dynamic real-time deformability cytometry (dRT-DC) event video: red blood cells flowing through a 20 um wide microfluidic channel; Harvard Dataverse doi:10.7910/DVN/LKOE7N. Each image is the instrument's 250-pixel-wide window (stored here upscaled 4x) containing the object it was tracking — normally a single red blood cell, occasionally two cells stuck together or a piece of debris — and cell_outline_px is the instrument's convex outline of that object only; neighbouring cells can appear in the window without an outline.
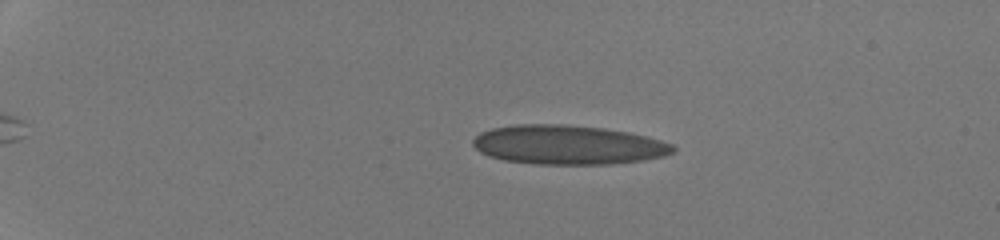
{"species": "human", "species_latin": "Homo sapiens", "temperature_condition": "room temperature", "stored_images_in_passage": 53, "camera_frame_rate_fps": 3000, "um_per_image_px": 0.085, "donor": {"sex": "male"}, "frame": {"image": 1, "passage_image": 13, "time_ms": 4.0, "image_size_px": [1000, 240], "cell_outline_px": [[676, 152], [664, 156], [644, 160], [612, 164], [532, 164], [504, 160], [488, 156], [480, 152], [472, 144], [472, 140], [480, 132], [492, 128], [516, 124], [568, 124], [604, 128], [628, 132], [648, 136], [672, 144], [676, 148]], "centroid_in_image_um": [48.29, 12.31], "position_along_channel_um": 36.7, "area_um2": 46.18}}
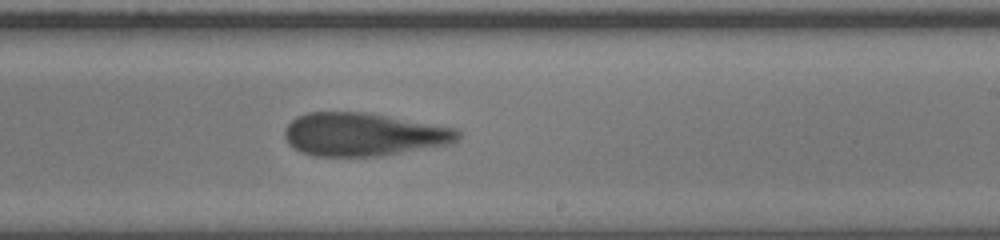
{"frame": {"image": 2, "passage_image": 36, "time_ms": 11.667, "image_size_px": [1000, 240], "cell_outline_px": [[460, 136], [452, 144], [380, 156], [312, 156], [300, 152], [292, 148], [288, 144], [284, 136], [284, 132], [288, 124], [296, 116], [308, 112], [364, 112], [456, 128], [460, 132]], "centroid_in_image_um": [30.86, 11.43], "position_along_channel_um": 258.1, "area_um2": 43.7}}
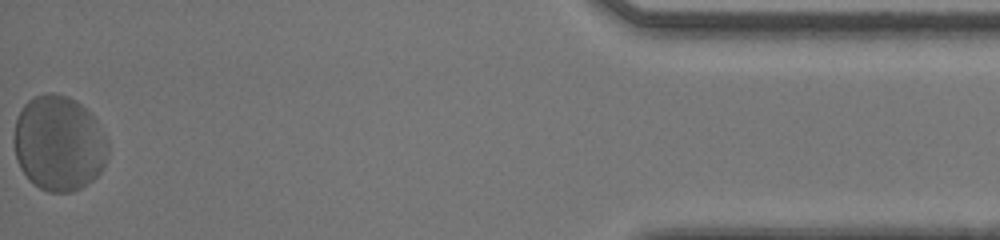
{"frame": {"image": 3, "passage_image": 53, "time_ms": 17.333, "image_size_px": [1000, 240], "cell_outline_px": [[108, 156], [100, 172], [92, 180], [80, 188], [72, 192], [48, 192], [32, 184], [28, 180], [20, 168], [16, 160], [12, 140], [12, 136], [16, 120], [24, 104], [28, 100], [44, 92], [52, 92], [68, 96], [76, 100], [96, 120], [108, 140]], "centroid_in_image_um": [4.97, 12.18], "position_along_channel_um": 430.2, "area_um2": 52.77}, "authors_computed_cell_mechanics": {"area_um2": 45.4886, "velocity_mm_per_s": 4.1657, "shape_relaxation_time_tau1_ms": 6.94, "shape_relaxation_time_tau2_ms": 0.5955, "deformation_change_tau1": 0.1723, "deformation_change_tau2": 0.0736}}